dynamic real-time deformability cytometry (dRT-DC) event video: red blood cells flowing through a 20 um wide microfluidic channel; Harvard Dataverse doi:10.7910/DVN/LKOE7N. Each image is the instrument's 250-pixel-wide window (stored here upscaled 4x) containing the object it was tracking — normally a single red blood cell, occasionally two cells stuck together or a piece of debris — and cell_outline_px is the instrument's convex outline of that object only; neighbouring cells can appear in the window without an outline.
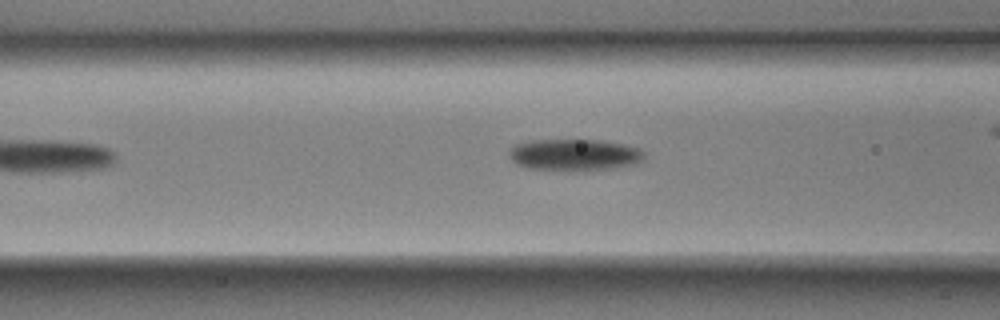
{"species": "Egyptian fruit bat (a non-hibernating species)", "species_latin": "Rousettus aegyptiacus", "temperature_condition": "room temperature", "stored_images_in_passage": 28, "camera_frame_rate_fps": 3000, "um_per_image_px": 0.085, "animal": {"sex": "male"}, "frame": {"image": 1, "passage_image": 11, "time_ms": 3.333, "image_size_px": [1000, 320], "cell_outline_px": [[644, 156], [640, 160], [632, 164], [612, 168], [528, 168], [512, 160], [508, 156], [508, 148], [516, 144], [528, 140], [604, 140], [624, 144], [640, 148], [644, 152]], "centroid_in_image_um": [48.8, 13.1], "position_along_channel_um": 117.8, "area_um2": 24.04}}
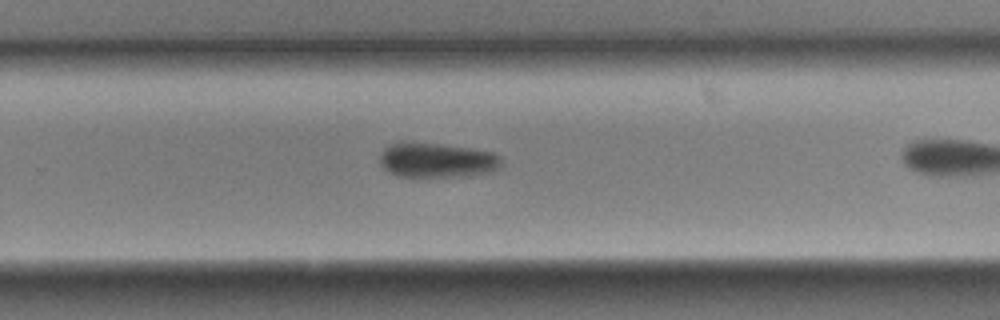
{"frame": {"image": 2, "passage_image": 21, "time_ms": 6.667, "image_size_px": [1000, 320], "cell_outline_px": [[500, 168], [492, 172], [468, 176], [396, 176], [384, 168], [380, 164], [380, 156], [384, 148], [392, 144], [440, 144], [468, 148], [492, 152], [500, 156]], "centroid_in_image_um": [37.18, 13.64], "position_along_channel_um": 292.6, "area_um2": 24.04}}
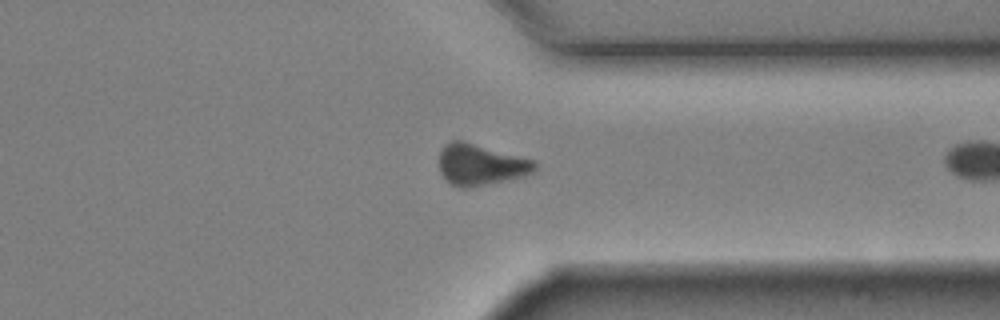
{"frame": {"image": 3, "passage_image": 27, "time_ms": 8.667, "image_size_px": [1000, 320], "cell_outline_px": [[536, 168], [532, 172], [524, 176], [468, 188], [460, 188], [452, 184], [440, 172], [440, 148], [444, 144], [452, 140], [464, 140], [536, 160]], "centroid_in_image_um": [40.86, 13.97], "position_along_channel_um": 370.5, "area_um2": 23.06}}